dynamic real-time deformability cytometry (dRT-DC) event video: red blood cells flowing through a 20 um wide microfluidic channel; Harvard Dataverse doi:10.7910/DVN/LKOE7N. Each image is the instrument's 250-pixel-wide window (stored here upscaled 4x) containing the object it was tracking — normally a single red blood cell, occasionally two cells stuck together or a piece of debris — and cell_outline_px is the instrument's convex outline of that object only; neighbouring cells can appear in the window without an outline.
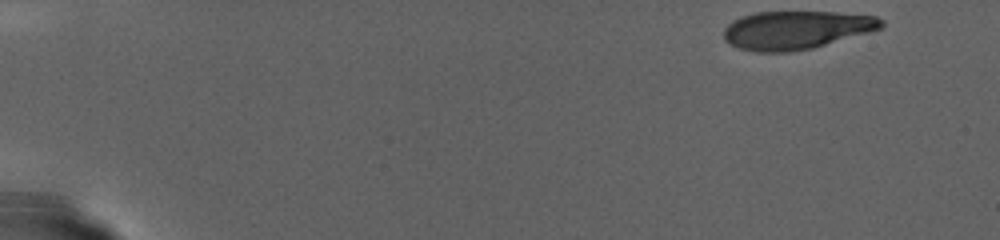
{"species": "human", "species_latin": "Homo sapiens", "temperature_condition": "warm", "stored_images_in_passage": 76, "camera_frame_rate_fps": 3000, "um_per_image_px": 0.085, "donor": {"sex": "female"}, "frame": {"image": 1, "passage_image": 1, "time_ms": 0.0, "image_size_px": [1000, 240], "cell_outline_px": [[884, 24], [880, 28], [868, 32], [812, 48], [788, 52], [756, 52], [740, 48], [724, 40], [724, 28], [732, 20], [756, 12], [836, 12], [876, 16], [884, 20]], "centroid_in_image_um": [67.66, 2.54], "position_along_channel_um": 17.3, "area_um2": 34.91}}
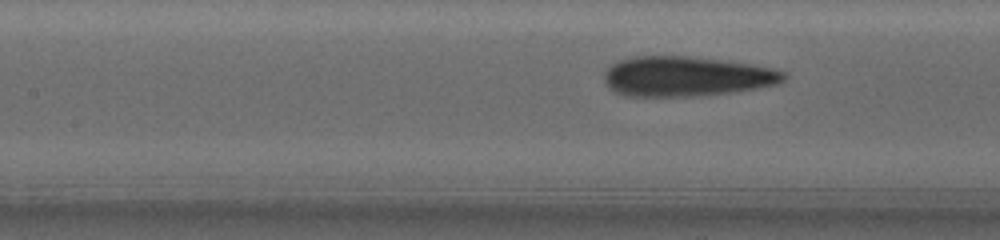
{"frame": {"image": 2, "passage_image": 41, "time_ms": 13.333, "image_size_px": [1000, 240], "cell_outline_px": [[788, 76], [784, 80], [776, 84], [756, 88], [728, 92], [692, 96], [624, 96], [608, 88], [604, 80], [604, 72], [616, 60], [632, 56], [688, 56], [724, 60], [752, 64], [772, 68], [788, 72]], "centroid_in_image_um": [58.32, 6.48], "position_along_channel_um": 149.1, "area_um2": 41.96}}
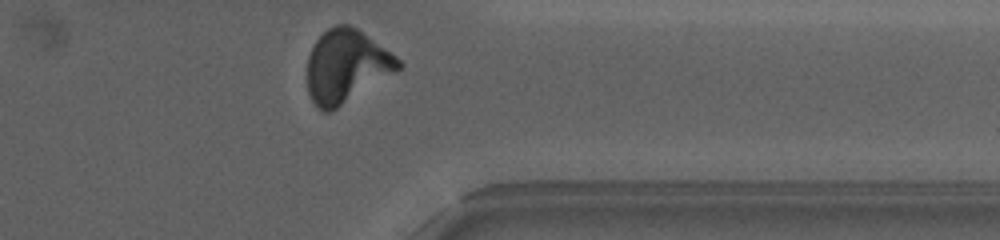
{"frame": {"image": 3, "passage_image": 75, "time_ms": 24.667, "image_size_px": [1000, 240], "cell_outline_px": [[404, 64], [400, 68], [336, 108], [328, 112], [324, 112], [312, 100], [308, 92], [308, 56], [316, 40], [328, 28], [336, 24], [348, 24], [356, 28], [368, 36], [396, 56]], "centroid_in_image_um": [29.42, 5.59], "position_along_channel_um": 382.0, "area_um2": 37.8}}